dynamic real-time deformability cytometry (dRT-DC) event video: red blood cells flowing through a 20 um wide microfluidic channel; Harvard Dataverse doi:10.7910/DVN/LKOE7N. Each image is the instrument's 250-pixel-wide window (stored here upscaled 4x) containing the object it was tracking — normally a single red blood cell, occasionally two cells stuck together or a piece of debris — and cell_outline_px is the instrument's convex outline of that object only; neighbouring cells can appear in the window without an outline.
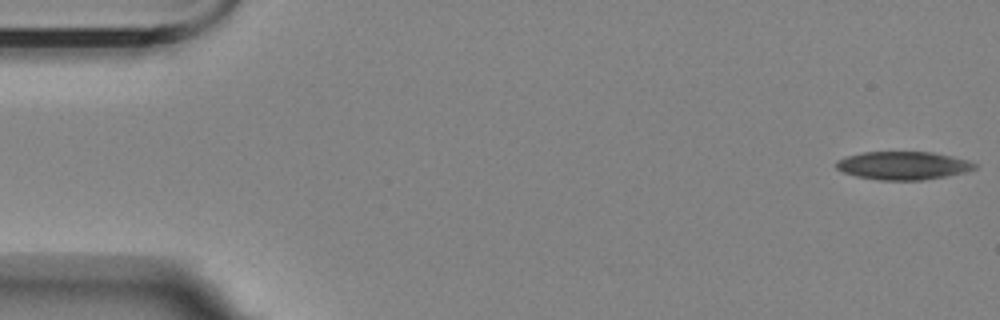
{"species": "Egyptian fruit bat (a non-hibernating species)", "species_latin": "Rousettus aegyptiacus", "temperature_condition": "room temperature", "stored_images_in_passage": 6, "camera_frame_rate_fps": 3000, "um_per_image_px": 0.085, "animal": {"sex": "female"}, "frame": {"image": 1, "passage_image": 1, "time_ms": 0.0, "image_size_px": [1000, 320], "cell_outline_px": [[976, 168], [964, 172], [924, 180], [880, 180], [856, 176], [844, 172], [836, 168], [836, 160], [844, 156], [864, 152], [932, 152], [952, 156], [968, 160], [976, 164]], "centroid_in_image_um": [76.73, 14.06], "position_along_channel_um": 8.3, "area_um2": 22.66}}
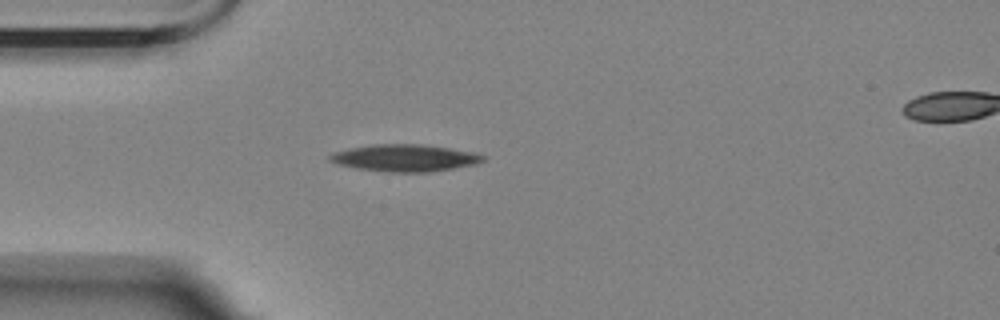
{"frame": {"image": 2, "passage_image": 5, "time_ms": 4.667, "image_size_px": [1000, 320], "cell_outline_px": [[484, 160], [476, 164], [428, 172], [384, 172], [356, 168], [336, 164], [328, 160], [328, 156], [336, 152], [352, 148], [372, 144], [420, 144], [476, 152], [484, 156]], "centroid_in_image_um": [34.4, 13.43], "position_along_channel_um": 50.6, "area_um2": 23.99}}